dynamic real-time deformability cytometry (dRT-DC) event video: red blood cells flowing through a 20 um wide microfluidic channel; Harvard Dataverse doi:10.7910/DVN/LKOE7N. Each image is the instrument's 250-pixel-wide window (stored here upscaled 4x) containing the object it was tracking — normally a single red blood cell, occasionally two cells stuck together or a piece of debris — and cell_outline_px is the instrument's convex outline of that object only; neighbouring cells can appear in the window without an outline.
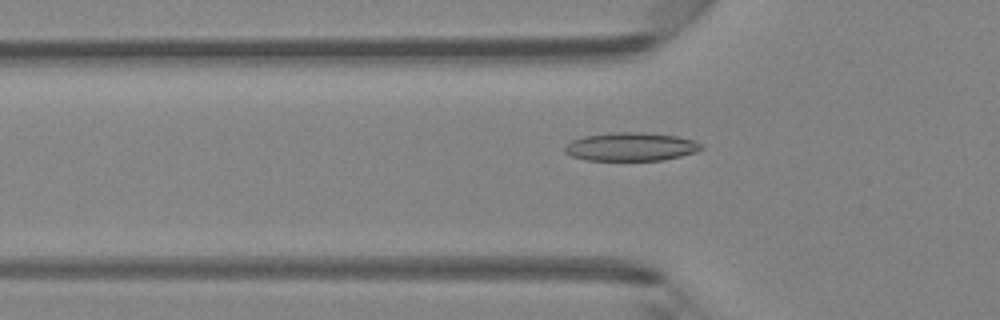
{"species": "Egyptian fruit bat (a non-hibernating species)", "species_latin": "Rousettus aegyptiacus", "temperature_condition": "room temperature", "stored_images_in_passage": 37, "camera_frame_rate_fps": 3000, "um_per_image_px": 0.085, "animal": {"sex": "female"}, "frame": {"image": 1, "passage_image": 6, "time_ms": 1.667, "image_size_px": [1000, 320], "cell_outline_px": [[704, 148], [696, 152], [664, 160], [588, 160], [572, 156], [564, 152], [564, 144], [572, 140], [584, 136], [616, 132], [644, 132], [676, 136], [692, 140], [704, 144]], "centroid_in_image_um": [53.63, 12.47], "position_along_channel_um": 72.2, "area_um2": 22.66}}
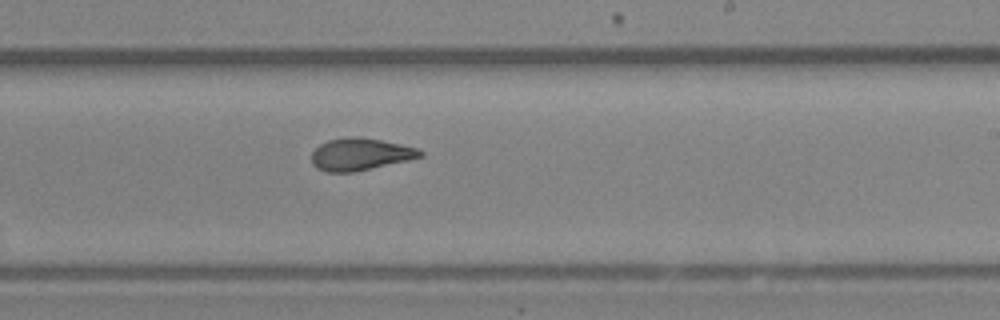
{"frame": {"image": 2, "passage_image": 19, "time_ms": 6.0, "image_size_px": [1000, 320], "cell_outline_px": [[424, 156], [408, 160], [352, 172], [328, 172], [316, 168], [312, 164], [312, 152], [320, 144], [328, 140], [352, 136], [360, 136], [400, 144], [416, 148], [424, 152]], "centroid_in_image_um": [30.61, 13.1], "position_along_channel_um": 258.4, "area_um2": 20.23}}
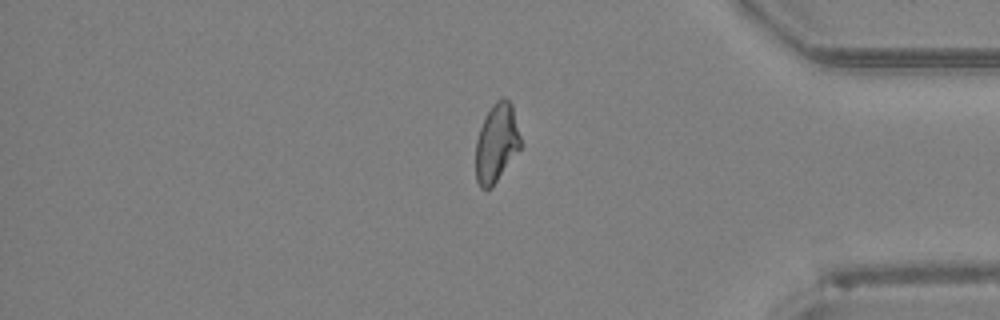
{"frame": {"image": 3, "passage_image": 30, "time_ms": 9.667, "image_size_px": [1000, 320], "cell_outline_px": [[520, 148], [492, 188], [480, 188], [476, 180], [476, 140], [480, 128], [492, 104], [496, 100], [504, 96], [512, 104], [520, 136]], "centroid_in_image_um": [42.2, 12.15], "position_along_channel_um": 393.0, "area_um2": 20.35}, "authors_computed_cell_mechanics": {"area_um2": 20.808, "velocity_mm_per_s": 4.3065, "shape_relaxation_time_tau1_ms": 4.7594, "shape_relaxation_time_tau2_ms": 1.9741, "deformation_change_tau1": 0.1578, "deformation_change_tau2": 0.0925}}